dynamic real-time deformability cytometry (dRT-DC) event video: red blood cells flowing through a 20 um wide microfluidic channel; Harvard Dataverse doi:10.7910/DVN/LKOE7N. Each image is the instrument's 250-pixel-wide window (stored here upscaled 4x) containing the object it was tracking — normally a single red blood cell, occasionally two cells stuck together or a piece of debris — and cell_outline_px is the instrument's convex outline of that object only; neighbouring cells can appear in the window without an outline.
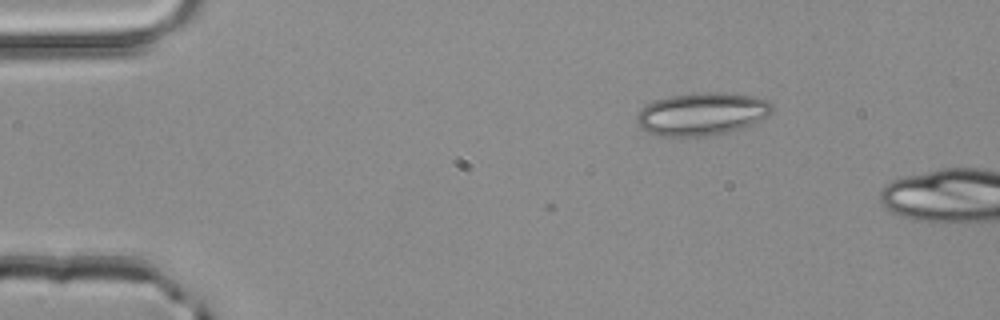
{"species": "common noctule bat (a hibernating species)", "species_latin": "Nyctalus noctula", "temperature_condition": "room temperature", "stored_images_in_passage": 2, "camera_frame_rate_fps": 3000, "um_per_image_px": 0.085, "animal": {"sex": "male", "body_mass_g": 20.4}, "frame": {"image": 1, "passage_image": 2, "time_ms": 0.333, "image_size_px": [1000, 320], "cell_outline_px": [[776, 108], [768, 116], [740, 128], [728, 132], [704, 136], [656, 136], [640, 128], [636, 120], [636, 116], [648, 104], [656, 100], [672, 96], [700, 92], [724, 92], [752, 96], [768, 100]], "centroid_in_image_um": [59.68, 9.68], "position_along_channel_um": 25.3, "area_um2": 33.58}}